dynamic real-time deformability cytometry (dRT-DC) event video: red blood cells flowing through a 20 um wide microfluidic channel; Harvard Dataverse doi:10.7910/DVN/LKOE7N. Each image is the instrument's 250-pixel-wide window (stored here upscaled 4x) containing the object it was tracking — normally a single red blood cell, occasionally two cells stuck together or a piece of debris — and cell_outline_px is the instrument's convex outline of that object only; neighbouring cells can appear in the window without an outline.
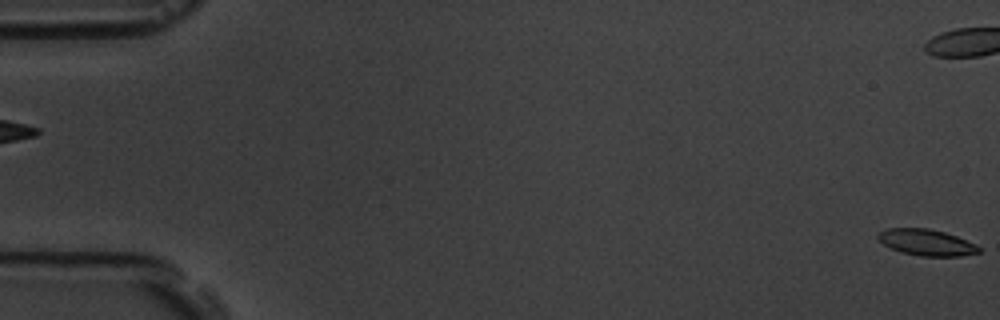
{"species": "common noctule bat (a hibernating species)", "species_latin": "Nyctalus noctula", "temperature_condition": "room temperature", "stored_images_in_passage": 5, "segment_of_instrument_passage": [2, 2], "camera_frame_rate_fps": 3000, "um_per_image_px": 0.085, "animal": {"sex": "male", "body_mass_g": 19.5, "forearm_length_mm": 54.6}, "frame": {"image": 1, "passage_image": 5, "time_ms": 5.667, "image_size_px": [1000, 320], "cell_outline_px": [[980, 252], [960, 256], [920, 256], [904, 252], [892, 248], [884, 244], [876, 236], [880, 232], [888, 228], [928, 228], [944, 232], [956, 236], [976, 244], [980, 248]], "centroid_in_image_um": [78.77, 20.6], "position_along_channel_um": 6.2, "area_um2": 15.2}}